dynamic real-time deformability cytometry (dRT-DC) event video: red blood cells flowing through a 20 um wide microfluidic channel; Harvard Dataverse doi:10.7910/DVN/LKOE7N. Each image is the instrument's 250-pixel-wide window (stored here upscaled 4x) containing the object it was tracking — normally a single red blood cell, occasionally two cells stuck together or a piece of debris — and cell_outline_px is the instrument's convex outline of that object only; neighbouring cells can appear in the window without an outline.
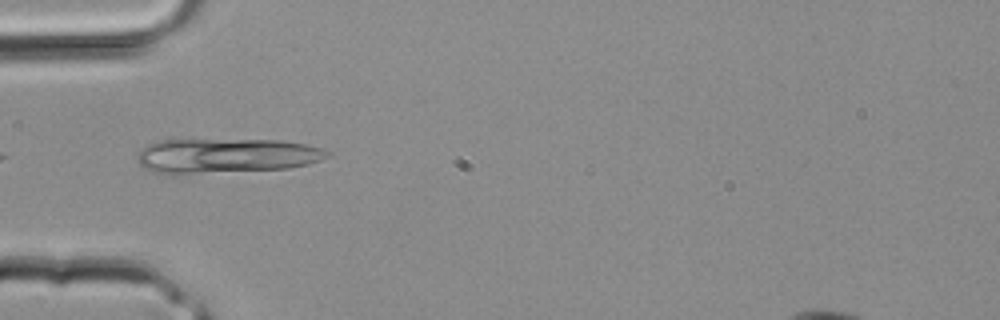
{"species": "common noctule bat (a hibernating species)", "species_latin": "Nyctalus noctula", "temperature_condition": "room temperature", "stored_images_in_passage": 3, "camera_frame_rate_fps": 3000, "um_per_image_px": 0.085, "animal": {"sex": "male", "body_mass_g": 20.4}, "frame": {"image": 1, "passage_image": 3, "time_ms": 0.667, "image_size_px": [1000, 320], "cell_outline_px": [[332, 156], [308, 164], [288, 168], [180, 176], [172, 176], [152, 172], [144, 168], [140, 164], [136, 156], [148, 144], [160, 140], [180, 136], [280, 140], [304, 144], [324, 148], [332, 152]], "centroid_in_image_um": [19.13, 13.21], "position_along_channel_um": 65.9, "area_um2": 41.15}}